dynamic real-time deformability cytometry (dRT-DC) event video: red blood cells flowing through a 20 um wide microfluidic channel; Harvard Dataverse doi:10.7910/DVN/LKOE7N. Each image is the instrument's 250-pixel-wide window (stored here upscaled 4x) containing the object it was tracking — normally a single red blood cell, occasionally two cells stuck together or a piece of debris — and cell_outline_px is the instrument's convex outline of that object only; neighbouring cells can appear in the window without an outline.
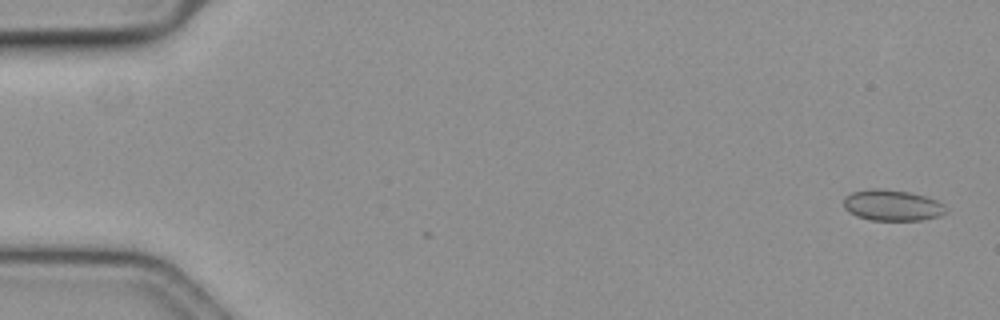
{"species": "common noctule bat (a hibernating species)", "species_latin": "Nyctalus noctula", "temperature_condition": "cold", "stored_images_in_passage": 5, "camera_frame_rate_fps": 3000, "um_per_image_px": 0.085, "animal": {"sex": "female", "body_mass_g": 19.3, "forearm_length_mm": 54.1}, "frame": {"image": 1, "passage_image": 2, "time_ms": 0.333, "image_size_px": [1000, 320], "cell_outline_px": [[948, 212], [940, 216], [920, 220], [868, 220], [856, 216], [848, 212], [844, 208], [844, 196], [852, 192], [876, 188], [908, 192], [924, 196], [936, 200], [948, 208]], "centroid_in_image_um": [75.83, 17.46], "position_along_channel_um": 9.2, "area_um2": 18.5}}